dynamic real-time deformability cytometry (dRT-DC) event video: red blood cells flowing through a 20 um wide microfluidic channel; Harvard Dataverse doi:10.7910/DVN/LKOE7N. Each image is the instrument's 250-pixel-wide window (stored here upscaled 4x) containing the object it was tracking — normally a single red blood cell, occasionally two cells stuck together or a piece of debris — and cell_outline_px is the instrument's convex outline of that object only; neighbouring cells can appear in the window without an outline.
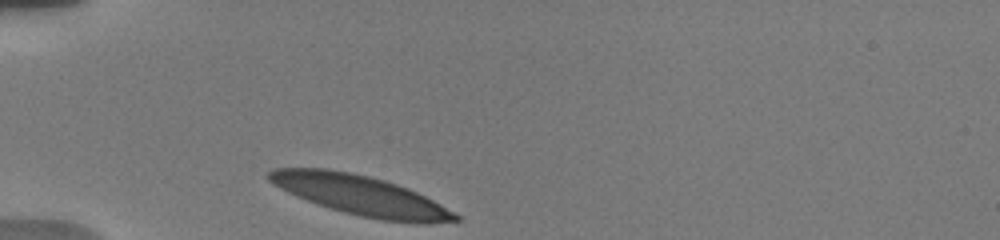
{"species": "human", "species_latin": "Homo sapiens", "temperature_condition": "warm", "stored_images_in_passage": 3, "camera_frame_rate_fps": 3000, "um_per_image_px": 0.085, "donor": {"sex": "male"}, "frame": {"image": 1, "passage_image": 1, "time_ms": 0.0, "image_size_px": [1000, 240], "cell_outline_px": [[460, 220], [424, 224], [420, 224], [380, 220], [360, 216], [344, 212], [316, 204], [296, 196], [280, 188], [268, 180], [268, 172], [276, 168], [324, 168], [348, 172], [368, 176], [384, 180], [408, 188], [440, 204], [460, 216]], "centroid_in_image_um": [30.65, 16.61], "position_along_channel_um": 54.3, "area_um2": 42.89}}